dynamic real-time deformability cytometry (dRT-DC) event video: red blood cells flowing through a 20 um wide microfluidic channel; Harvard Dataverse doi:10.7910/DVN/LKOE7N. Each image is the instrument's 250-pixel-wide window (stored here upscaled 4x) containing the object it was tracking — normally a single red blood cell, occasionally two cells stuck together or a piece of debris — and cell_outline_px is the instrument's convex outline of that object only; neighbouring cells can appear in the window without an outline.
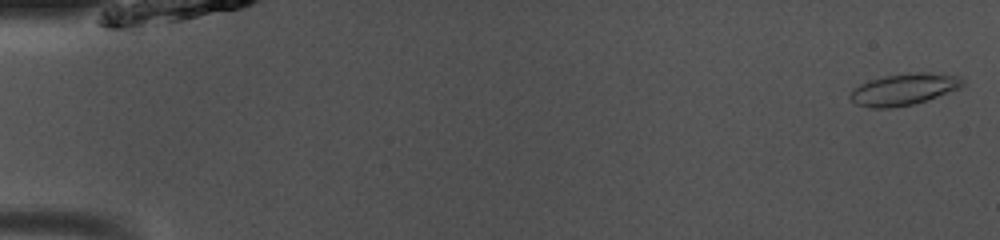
{"species": "common noctule bat (a hibernating species)", "species_latin": "Nyctalus noctula", "temperature_condition": "room temperature", "stored_images_in_passage": 49, "camera_frame_rate_fps": 3000, "um_per_image_px": 0.085, "animal": {"sex": "male", "body_mass_g": 13.0, "forearm_length_mm": 53.1}, "frame": {"image": 1, "passage_image": 1, "time_ms": 0.0, "image_size_px": [1000, 240], "cell_outline_px": [[964, 84], [960, 88], [912, 104], [888, 108], [868, 108], [856, 104], [848, 96], [860, 84], [868, 80], [884, 76], [916, 72], [928, 72], [960, 76], [964, 80]], "centroid_in_image_um": [76.82, 7.58], "position_along_channel_um": 8.2, "area_um2": 20.46}}
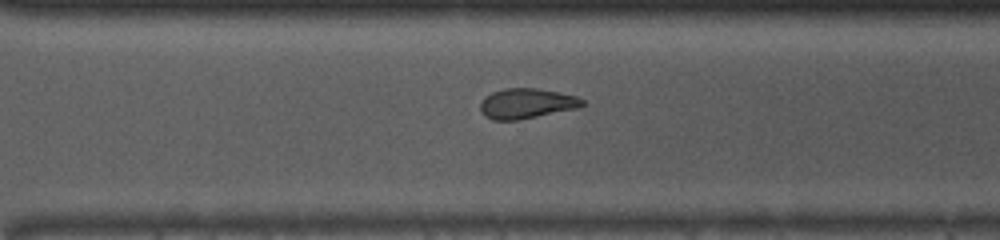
{"frame": {"image": 2, "passage_image": 35, "time_ms": 11.333, "image_size_px": [1000, 240], "cell_outline_px": [[584, 104], [580, 108], [520, 120], [492, 120], [484, 116], [480, 112], [480, 100], [484, 96], [492, 92], [504, 88], [536, 88], [576, 96], [584, 100]], "centroid_in_image_um": [44.72, 8.81], "position_along_channel_um": 325.9, "area_um2": 18.21}}
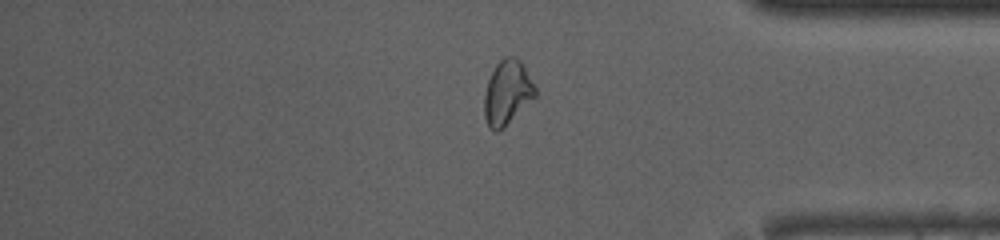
{"frame": {"image": 3, "passage_image": 41, "time_ms": 13.333, "image_size_px": [1000, 240], "cell_outline_px": [[536, 96], [504, 128], [496, 132], [488, 128], [484, 116], [484, 96], [488, 80], [496, 64], [504, 56], [512, 56], [520, 60], [536, 88]], "centroid_in_image_um": [43.1, 7.9], "position_along_channel_um": 392.1, "area_um2": 19.13}, "authors_computed_cell_mechanics": {"area_um2": 19.0162, "velocity_mm_per_s": 4.0699, "shape_relaxation_time_tau1_ms": 6.9544, "shape_relaxation_time_tau2_ms": 5.5936, "deformation_change_tau1": 0.1815, "deformation_change_tau2": 0.1171}}